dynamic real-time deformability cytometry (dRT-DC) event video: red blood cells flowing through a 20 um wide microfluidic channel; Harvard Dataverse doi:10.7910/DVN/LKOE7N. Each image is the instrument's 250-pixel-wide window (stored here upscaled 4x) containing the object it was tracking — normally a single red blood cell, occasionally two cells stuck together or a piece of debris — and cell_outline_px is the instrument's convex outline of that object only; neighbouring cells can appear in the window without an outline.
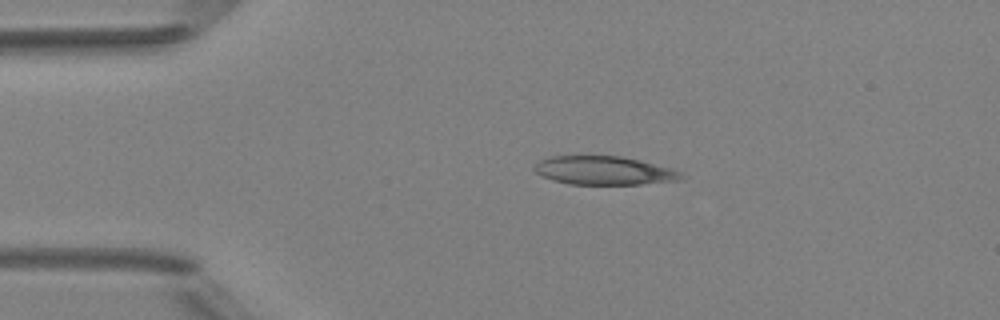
{"species": "Egyptian fruit bat (a non-hibernating species)", "species_latin": "Rousettus aegyptiacus", "temperature_condition": "room temperature", "stored_images_in_passage": 2, "camera_frame_rate_fps": 3000, "um_per_image_px": 0.085, "animal": {"sex": "female"}, "frame": {"image": 1, "passage_image": 2, "time_ms": 2.0, "image_size_px": [1000, 320], "cell_outline_px": [[688, 176], [684, 180], [640, 184], [568, 184], [552, 180], [536, 172], [532, 168], [540, 160], [548, 156], [620, 156], [640, 160], [668, 168], [680, 172]], "centroid_in_image_um": [51.36, 14.5], "position_along_channel_um": 33.6, "area_um2": 24.45}}